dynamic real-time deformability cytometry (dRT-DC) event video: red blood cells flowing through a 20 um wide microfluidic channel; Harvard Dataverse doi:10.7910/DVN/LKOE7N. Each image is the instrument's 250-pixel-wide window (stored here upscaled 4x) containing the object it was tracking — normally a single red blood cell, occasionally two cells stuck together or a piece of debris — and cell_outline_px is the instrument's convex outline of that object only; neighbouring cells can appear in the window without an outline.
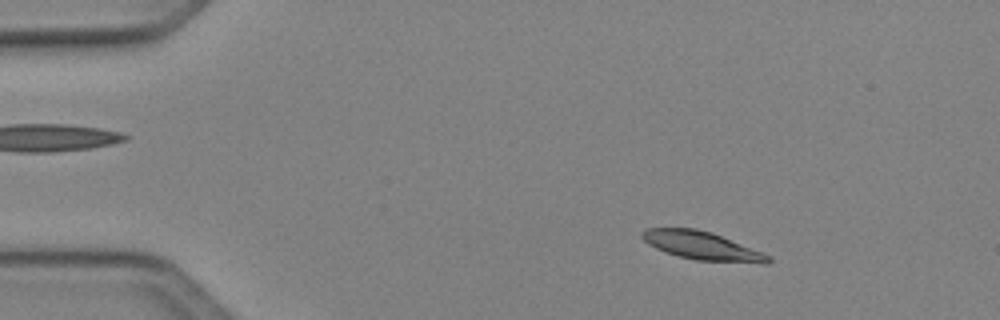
{"species": "Egyptian fruit bat (a non-hibernating species)", "species_latin": "Rousettus aegyptiacus", "temperature_condition": "cold", "stored_images_in_passage": 49, "camera_frame_rate_fps": 3000, "um_per_image_px": 0.085, "animal": {"sex": "female"}, "frame": {"image": 1, "passage_image": 7, "time_ms": 2.0, "image_size_px": [1000, 320], "cell_outline_px": [[772, 260], [768, 264], [764, 264], [696, 260], [680, 256], [656, 248], [648, 244], [640, 236], [640, 232], [648, 228], [696, 228], [712, 232], [764, 252]], "centroid_in_image_um": [59.71, 20.89], "position_along_channel_um": 25.3, "area_um2": 20.87}}
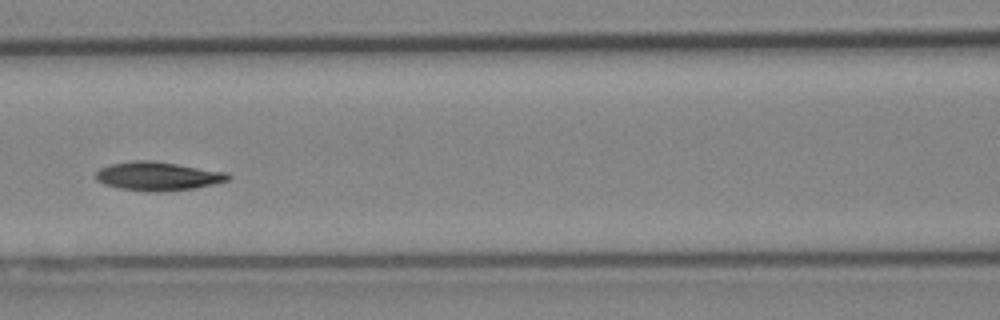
{"frame": {"image": 2, "passage_image": 22, "time_ms": 7.0, "image_size_px": [1000, 320], "cell_outline_px": [[232, 176], [228, 180], [212, 184], [192, 188], [160, 192], [148, 192], [120, 188], [104, 184], [96, 180], [96, 172], [100, 168], [108, 164], [132, 160], [152, 160], [228, 172]], "centroid_in_image_um": [13.39, 14.96], "position_along_channel_um": 153.2, "area_um2": 22.2}}
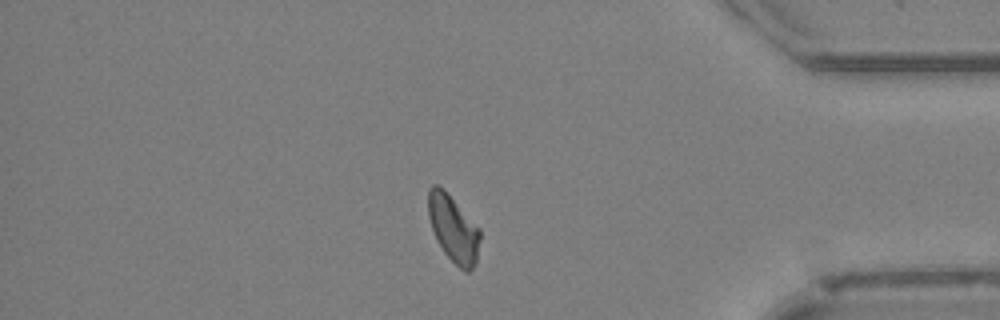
{"frame": {"image": 3, "passage_image": 42, "time_ms": 13.667, "image_size_px": [1000, 320], "cell_outline_px": [[480, 240], [476, 264], [468, 272], [464, 272], [444, 252], [436, 240], [428, 216], [428, 188], [432, 184], [436, 184], [444, 188], [480, 228]], "centroid_in_image_um": [38.53, 19.41], "position_along_channel_um": 396.7, "area_um2": 20.35}, "authors_computed_cell_mechanics": {"area_um2": 20.7502, "velocity_mm_per_s": 4.0814, "shape_relaxation_time_tau1_ms": 3.8584, "shape_relaxation_time_tau2_ms": null, "deformation_change_tau1": 0.1265, "deformation_change_tau2": null}}